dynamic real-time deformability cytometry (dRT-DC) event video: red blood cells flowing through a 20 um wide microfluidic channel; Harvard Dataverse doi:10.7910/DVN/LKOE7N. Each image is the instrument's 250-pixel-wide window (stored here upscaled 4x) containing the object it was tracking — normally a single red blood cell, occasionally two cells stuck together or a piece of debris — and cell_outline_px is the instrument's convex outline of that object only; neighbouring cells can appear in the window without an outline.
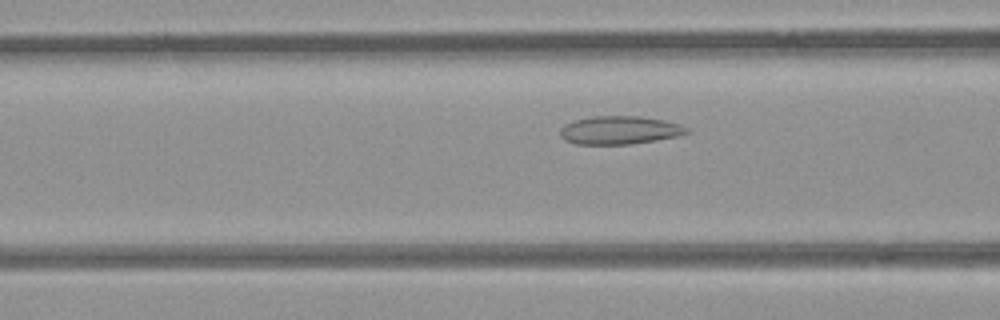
{"species": "common noctule bat (a hibernating species)", "species_latin": "Nyctalus noctula", "temperature_condition": "room temperature", "stored_images_in_passage": 9, "camera_frame_rate_fps": 3000, "um_per_image_px": 0.085, "animal": {"sex": "female", "body_mass_g": 21.9}, "frame": {"image": 1, "passage_image": 7, "time_ms": 2.0, "image_size_px": [1000, 320], "cell_outline_px": [[692, 132], [676, 136], [656, 140], [632, 144], [576, 144], [564, 140], [560, 136], [560, 128], [564, 124], [572, 120], [592, 116], [640, 116], [664, 120], [680, 124], [688, 128]], "centroid_in_image_um": [52.65, 11.06], "position_along_channel_um": 114.0, "area_um2": 21.04}}